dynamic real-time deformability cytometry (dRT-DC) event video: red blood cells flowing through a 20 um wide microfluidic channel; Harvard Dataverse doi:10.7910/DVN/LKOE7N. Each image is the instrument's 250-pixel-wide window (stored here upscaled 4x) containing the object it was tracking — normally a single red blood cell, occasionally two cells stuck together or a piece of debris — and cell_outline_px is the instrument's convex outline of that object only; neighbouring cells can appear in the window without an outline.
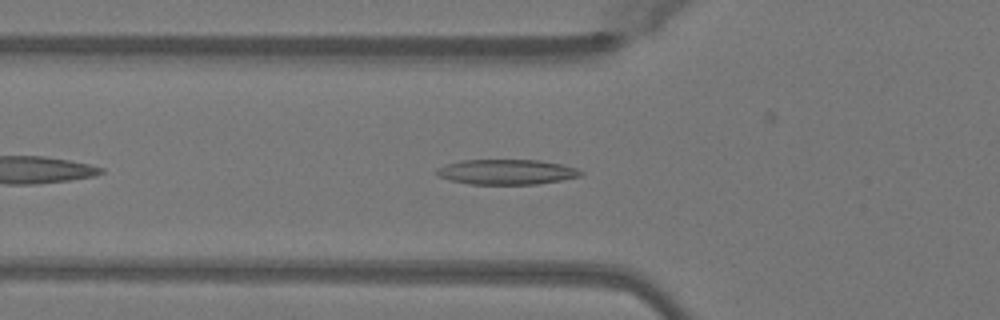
{"species": "Egyptian fruit bat (a non-hibernating species)", "species_latin": "Rousettus aegyptiacus", "temperature_condition": "warm", "stored_images_in_passage": 38, "camera_frame_rate_fps": 3000, "um_per_image_px": 0.085, "animal": {"sex": "female"}, "frame": {"image": 1, "passage_image": 6, "time_ms": 1.667, "image_size_px": [1000, 320], "cell_outline_px": [[584, 172], [580, 176], [560, 180], [536, 184], [468, 184], [448, 180], [436, 176], [436, 168], [460, 160], [540, 160], [560, 164], [576, 168]], "centroid_in_image_um": [43.01, 14.61], "position_along_channel_um": 82.8, "area_um2": 21.1}}
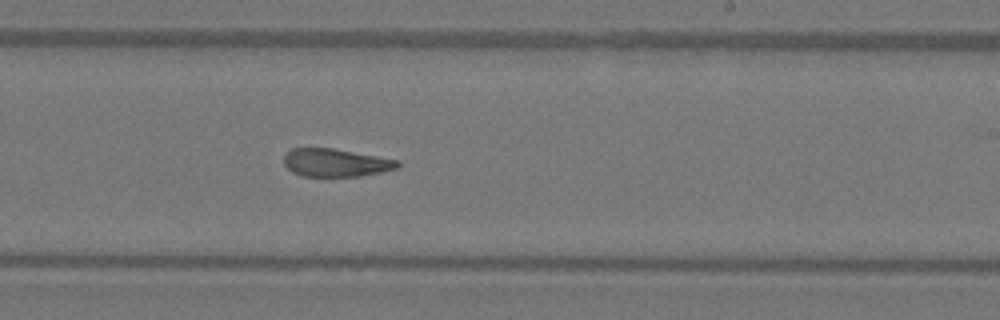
{"frame": {"image": 2, "passage_image": 19, "time_ms": 6.0, "image_size_px": [1000, 320], "cell_outline_px": [[400, 164], [396, 168], [380, 172], [360, 176], [304, 176], [292, 172], [284, 164], [284, 156], [292, 148], [332, 148], [400, 160]], "centroid_in_image_um": [28.53, 13.82], "position_along_channel_um": 260.5, "area_um2": 18.38}}
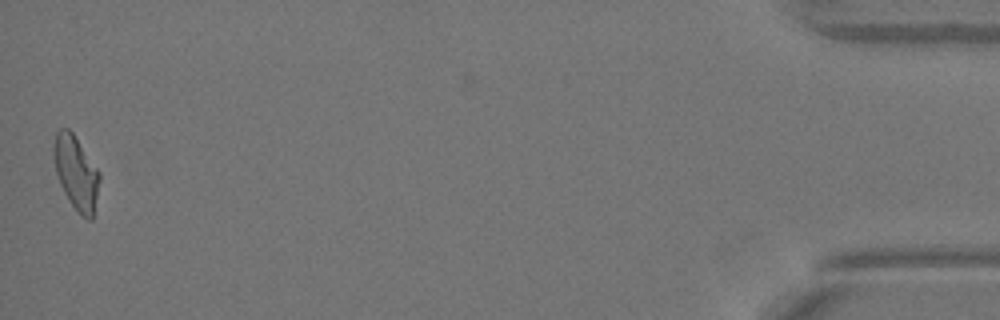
{"frame": {"image": 3, "passage_image": 38, "time_ms": 12.333, "image_size_px": [1000, 320], "cell_outline_px": [[100, 180], [92, 220], [88, 220], [80, 216], [68, 200], [60, 184], [56, 172], [52, 156], [52, 148], [56, 132], [60, 128], [68, 128], [72, 132], [100, 172]], "centroid_in_image_um": [6.45, 14.69], "position_along_channel_um": 428.8, "area_um2": 19.83}, "authors_computed_cell_mechanics": {"area_um2": 19.7676, "velocity_mm_per_s": 4.0878, "shape_relaxation_time_tau1_ms": 6.9258, "shape_relaxation_time_tau2_ms": 2.7716, "deformation_change_tau1": 0.2038, "deformation_change_tau2": 0.1141}}